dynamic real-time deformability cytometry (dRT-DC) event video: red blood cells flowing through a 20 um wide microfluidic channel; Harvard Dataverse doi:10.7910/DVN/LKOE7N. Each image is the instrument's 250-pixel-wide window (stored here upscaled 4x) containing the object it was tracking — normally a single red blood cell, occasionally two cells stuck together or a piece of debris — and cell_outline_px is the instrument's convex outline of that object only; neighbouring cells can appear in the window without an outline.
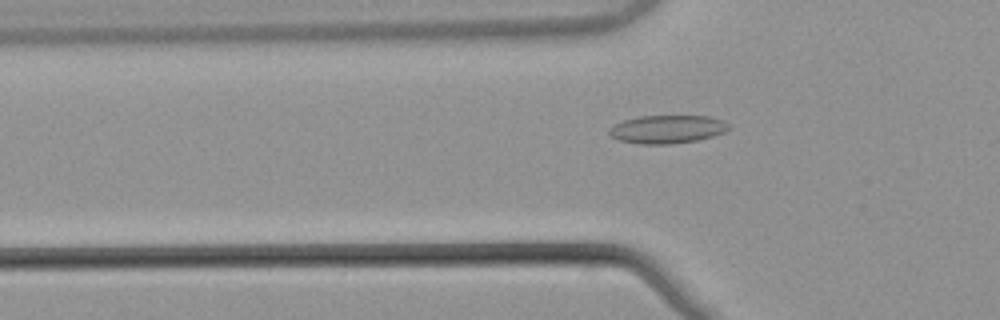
{"species": "common noctule bat (a hibernating species)", "species_latin": "Nyctalus noctula", "temperature_condition": "warm", "stored_images_in_passage": 45, "camera_frame_rate_fps": 3000, "um_per_image_px": 0.085, "animal": {"sex": "male", "body_mass_g": 21.5, "forearm_length_mm": 52.0}, "frame": {"image": 1, "passage_image": 10, "time_ms": 3.0, "image_size_px": [1000, 320], "cell_outline_px": [[732, 128], [724, 132], [712, 136], [696, 140], [668, 144], [640, 144], [620, 140], [612, 136], [608, 132], [608, 128], [624, 120], [640, 116], [708, 116], [720, 120], [728, 124]], "centroid_in_image_um": [56.71, 10.98], "position_along_channel_um": 69.1, "area_um2": 19.42}}
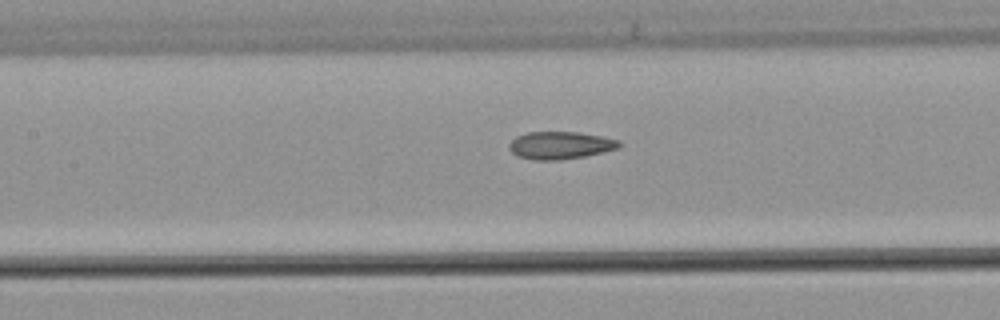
{"frame": {"image": 2, "passage_image": 17, "time_ms": 5.333, "image_size_px": [1000, 320], "cell_outline_px": [[620, 144], [616, 148], [584, 156], [560, 160], [536, 160], [520, 156], [512, 152], [508, 148], [508, 144], [516, 136], [528, 132], [580, 132], [604, 136], [620, 140]], "centroid_in_image_um": [47.6, 12.33], "position_along_channel_um": 159.8, "area_um2": 17.51}}
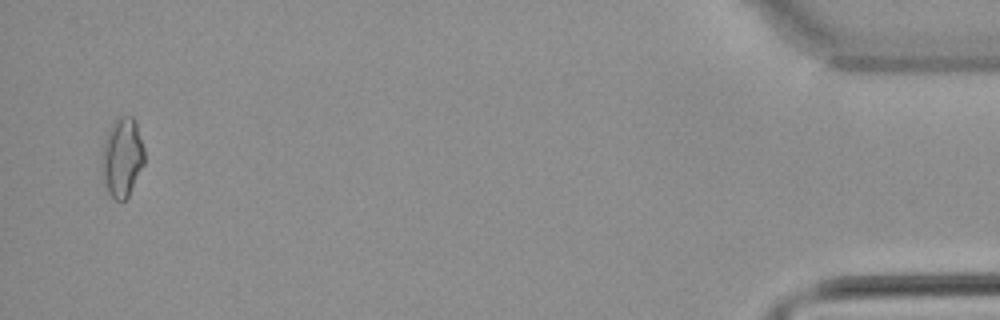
{"frame": {"image": 3, "passage_image": 44, "time_ms": 14.333, "image_size_px": [1000, 320], "cell_outline_px": [[144, 164], [128, 196], [124, 200], [116, 200], [108, 192], [104, 180], [100, 152], [108, 128], [120, 116], [132, 116], [136, 120], [144, 148]], "centroid_in_image_um": [10.38, 13.33], "position_along_channel_um": 424.8, "area_um2": 19.71}}